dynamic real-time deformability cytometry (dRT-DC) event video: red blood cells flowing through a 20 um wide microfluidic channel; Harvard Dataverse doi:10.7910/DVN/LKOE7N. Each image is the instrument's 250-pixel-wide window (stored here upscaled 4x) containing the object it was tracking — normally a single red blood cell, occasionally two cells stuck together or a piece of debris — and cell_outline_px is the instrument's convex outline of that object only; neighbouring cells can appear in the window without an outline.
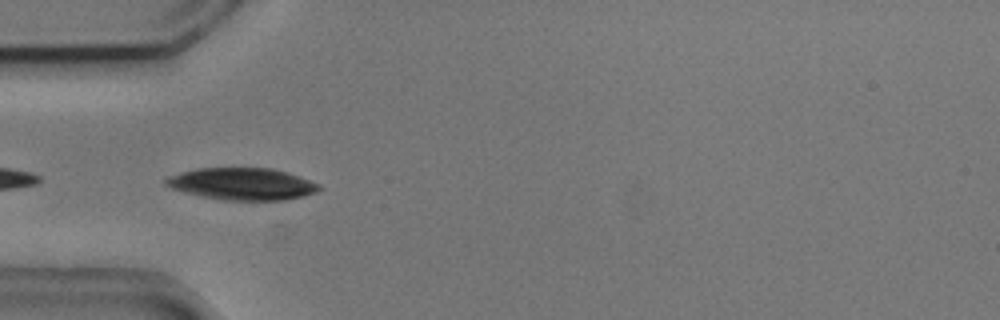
{"species": "common noctule bat (a hibernating species)", "species_latin": "Nyctalus noctula", "temperature_condition": "cold", "stored_images_in_passage": 8, "camera_frame_rate_fps": 3000, "um_per_image_px": 0.085, "animal": {"sex": "male", "body_mass_g": 20.5, "forearm_length_mm": 52.5}, "frame": {"image": 1, "passage_image": 4, "time_ms": 1.0, "image_size_px": [1000, 320], "cell_outline_px": [[324, 188], [316, 192], [304, 196], [284, 200], [220, 200], [184, 192], [172, 188], [164, 184], [164, 180], [168, 176], [196, 168], [272, 168], [288, 172], [320, 184]], "centroid_in_image_um": [20.61, 15.63], "position_along_channel_um": 64.4, "area_um2": 28.73}}
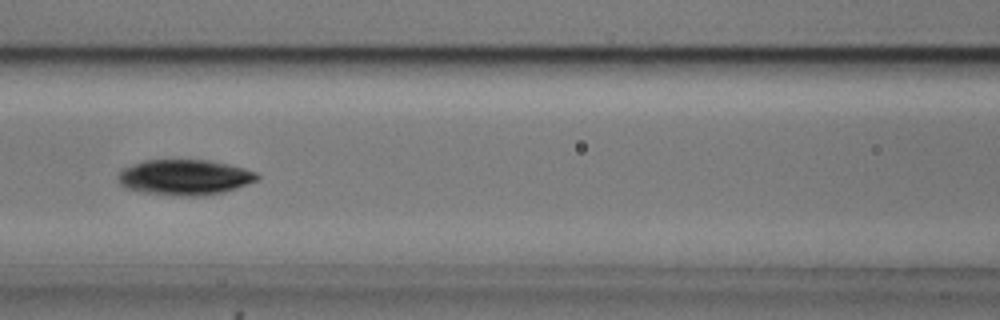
{"frame": {"image": 2, "passage_image": 6, "time_ms": 1.667, "image_size_px": [1000, 320], "cell_outline_px": [[260, 180], [224, 192], [204, 196], [184, 196], [144, 192], [124, 188], [120, 184], [116, 176], [124, 168], [144, 160], [208, 160], [228, 164], [244, 168], [256, 172], [260, 176]], "centroid_in_image_um": [15.72, 15.07], "position_along_channel_um": 150.9, "area_um2": 28.84}}
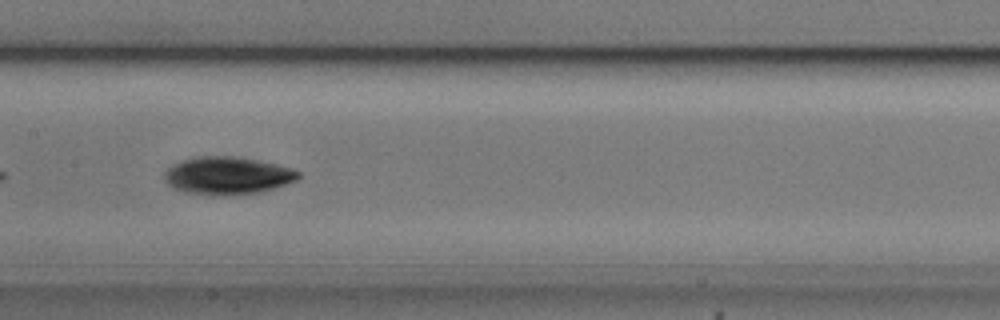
{"frame": {"image": 3, "passage_image": 7, "time_ms": 2.0, "image_size_px": [1000, 320], "cell_outline_px": [[300, 176], [296, 180], [260, 192], [220, 196], [212, 196], [184, 192], [172, 188], [164, 180], [164, 172], [172, 164], [196, 156], [236, 156], [260, 160], [292, 168], [300, 172]], "centroid_in_image_um": [19.3, 14.92], "position_along_channel_um": 188.1, "area_um2": 29.59}}